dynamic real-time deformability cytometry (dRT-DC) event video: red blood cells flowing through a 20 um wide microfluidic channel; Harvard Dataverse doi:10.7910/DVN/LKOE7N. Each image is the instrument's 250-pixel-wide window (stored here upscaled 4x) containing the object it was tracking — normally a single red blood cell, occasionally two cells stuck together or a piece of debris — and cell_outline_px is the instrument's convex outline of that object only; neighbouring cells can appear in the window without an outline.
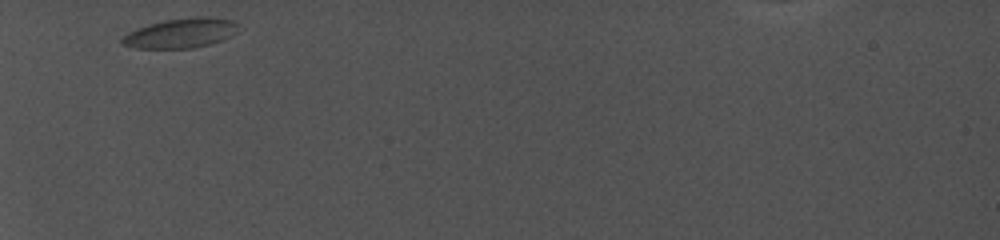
{"species": "common noctule bat (a hibernating species)", "species_latin": "Nyctalus noctula", "temperature_condition": "cold", "stored_images_in_passage": 7, "camera_frame_rate_fps": 5000, "um_per_image_px": 0.085, "animal": {"sex": "female", "body_mass_g": 19.0, "forearm_length_mm": 56.7}, "frame": {"image": 1, "passage_image": 1, "time_ms": 0.0, "image_size_px": [1000, 240], "cell_outline_px": [[240, 24], [232, 36], [208, 44], [192, 48], [132, 48], [124, 44], [120, 40], [128, 32], [136, 28], [148, 24], [164, 20], [192, 16], [208, 16], [232, 20]], "centroid_in_image_um": [15.37, 2.79], "position_along_channel_um": 69.6, "area_um2": 20.17}}